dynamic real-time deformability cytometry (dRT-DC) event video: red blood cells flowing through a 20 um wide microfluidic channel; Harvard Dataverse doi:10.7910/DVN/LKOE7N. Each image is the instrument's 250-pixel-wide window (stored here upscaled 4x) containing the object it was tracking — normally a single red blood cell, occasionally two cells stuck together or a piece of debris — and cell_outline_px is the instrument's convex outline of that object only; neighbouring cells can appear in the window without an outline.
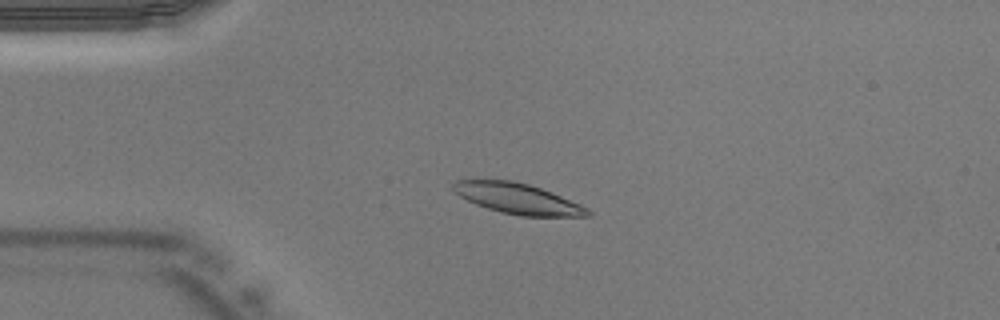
{"species": "Egyptian fruit bat (a non-hibernating species)", "species_latin": "Rousettus aegyptiacus", "temperature_condition": "warm", "stored_images_in_passage": 33, "camera_frame_rate_fps": 3000, "um_per_image_px": 0.085, "animal": {"sex": "male"}, "frame": {"image": 1, "passage_image": 1, "time_ms": 0.0, "image_size_px": [1000, 320], "cell_outline_px": [[592, 216], [520, 216], [500, 212], [476, 204], [460, 196], [452, 188], [452, 184], [456, 180], [512, 180], [528, 184], [540, 188], [580, 204], [588, 208], [592, 212]], "centroid_in_image_um": [44.02, 16.89], "position_along_channel_um": 41.0, "area_um2": 23.7}}
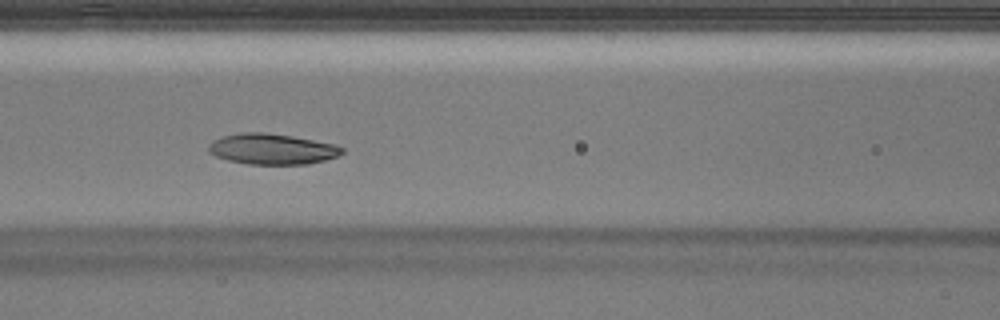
{"frame": {"image": 2, "passage_image": 9, "time_ms": 2.667, "image_size_px": [1000, 320], "cell_outline_px": [[344, 152], [336, 156], [324, 160], [308, 164], [248, 164], [228, 160], [216, 156], [208, 152], [208, 144], [212, 140], [224, 136], [244, 132], [264, 132], [292, 136], [336, 144], [344, 148]], "centroid_in_image_um": [23.12, 12.66], "position_along_channel_um": 143.5, "area_um2": 23.87}}
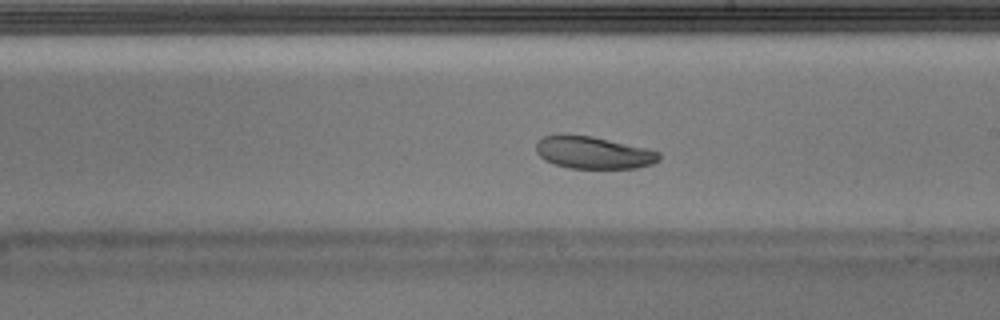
{"frame": {"image": 3, "passage_image": 15, "time_ms": 4.667, "image_size_px": [1000, 320], "cell_outline_px": [[660, 160], [652, 164], [636, 168], [568, 168], [552, 164], [544, 160], [536, 152], [536, 144], [544, 136], [592, 136], [648, 148], [660, 152]], "centroid_in_image_um": [50.48, 13.0], "position_along_channel_um": 238.5, "area_um2": 22.95}}